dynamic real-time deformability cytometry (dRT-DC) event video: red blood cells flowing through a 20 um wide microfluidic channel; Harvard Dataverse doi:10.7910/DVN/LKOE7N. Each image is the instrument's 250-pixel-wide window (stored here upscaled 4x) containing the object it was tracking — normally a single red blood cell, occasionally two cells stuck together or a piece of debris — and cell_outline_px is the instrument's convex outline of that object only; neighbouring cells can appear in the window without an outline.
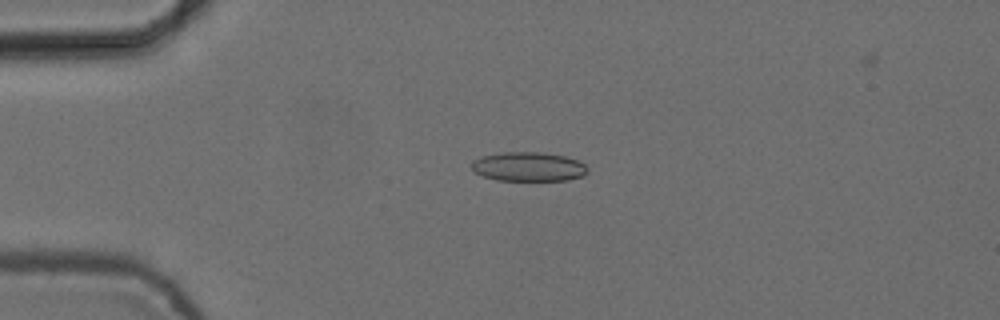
{"species": "common noctule bat (a hibernating species)", "species_latin": "Nyctalus noctula", "temperature_condition": "cold", "stored_images_in_passage": 5, "camera_frame_rate_fps": 3000, "um_per_image_px": 0.085, "animal": {"sex": "female", "body_mass_g": 24.6, "forearm_length_mm": 56.2}, "frame": {"image": 1, "passage_image": 3, "time_ms": 0.667, "image_size_px": [1000, 320], "cell_outline_px": [[588, 172], [584, 176], [568, 180], [496, 180], [484, 176], [476, 172], [472, 168], [472, 160], [484, 156], [500, 152], [544, 152], [564, 156], [580, 160], [588, 168]], "centroid_in_image_um": [44.97, 14.16], "position_along_channel_um": 40.0, "area_um2": 19.83}}
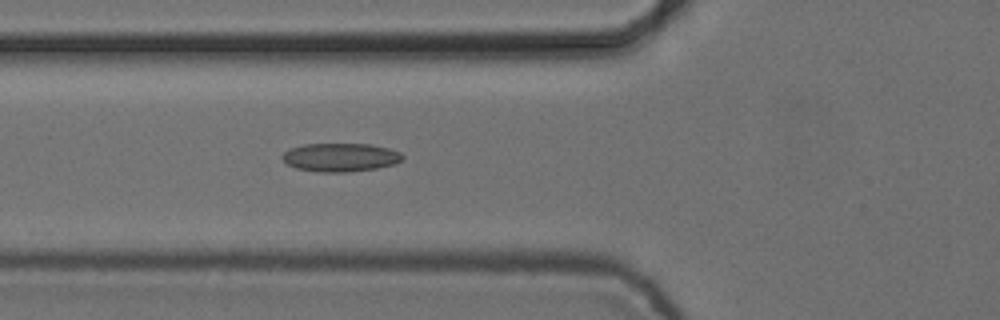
{"frame": {"image": 2, "passage_image": 5, "time_ms": 1.333, "image_size_px": [1000, 320], "cell_outline_px": [[404, 156], [396, 164], [376, 168], [348, 172], [320, 172], [296, 168], [288, 164], [280, 156], [288, 148], [304, 144], [368, 144], [388, 148], [400, 152]], "centroid_in_image_um": [28.92, 13.37], "position_along_channel_um": 96.9, "area_um2": 19.94}}